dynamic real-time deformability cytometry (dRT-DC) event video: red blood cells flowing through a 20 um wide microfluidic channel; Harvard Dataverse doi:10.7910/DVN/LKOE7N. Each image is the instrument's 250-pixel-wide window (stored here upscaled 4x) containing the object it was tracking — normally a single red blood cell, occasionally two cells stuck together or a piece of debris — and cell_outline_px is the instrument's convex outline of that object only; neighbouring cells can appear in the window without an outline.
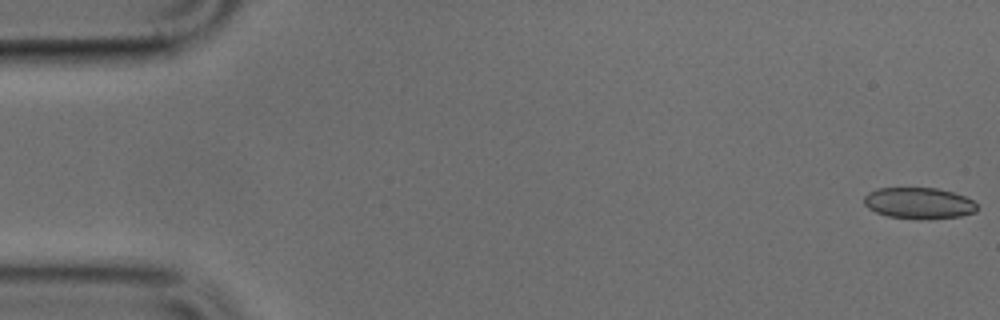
{"species": "common noctule bat (a hibernating species)", "species_latin": "Nyctalus noctula", "temperature_condition": "cold", "stored_images_in_passage": 50, "camera_frame_rate_fps": 3000, "um_per_image_px": 0.085, "animal": {"sex": "male", "body_mass_g": 17.9, "forearm_length_mm": 54.2}, "frame": {"image": 1, "passage_image": 1, "time_ms": 0.0, "image_size_px": [1000, 320], "cell_outline_px": [[976, 212], [960, 216], [888, 216], [876, 212], [868, 208], [864, 204], [864, 196], [868, 192], [876, 188], [936, 188], [952, 192], [964, 196], [972, 200], [976, 204]], "centroid_in_image_um": [78.06, 17.21], "position_along_channel_um": 6.9, "area_um2": 19.59}}
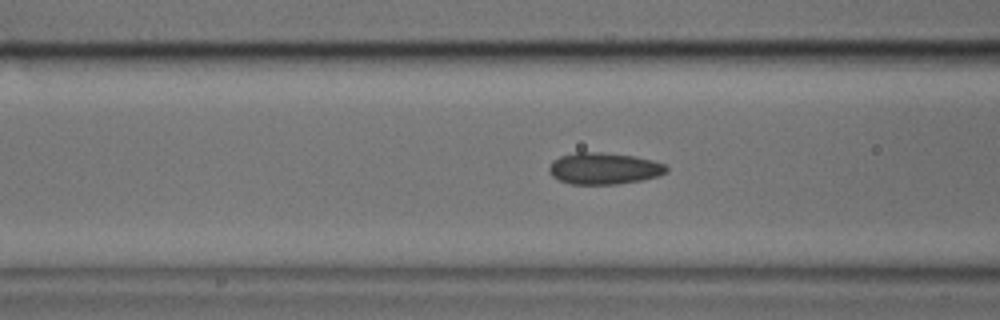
{"frame": {"image": 2, "passage_image": 19, "time_ms": 6.0, "image_size_px": [1000, 320], "cell_outline_px": [[668, 172], [656, 176], [640, 180], [616, 184], [572, 184], [560, 180], [552, 176], [548, 172], [548, 168], [552, 160], [560, 156], [576, 152], [600, 152], [636, 156], [652, 160], [664, 164], [668, 168]], "centroid_in_image_um": [51.31, 14.31], "position_along_channel_um": 115.3, "area_um2": 21.62}}
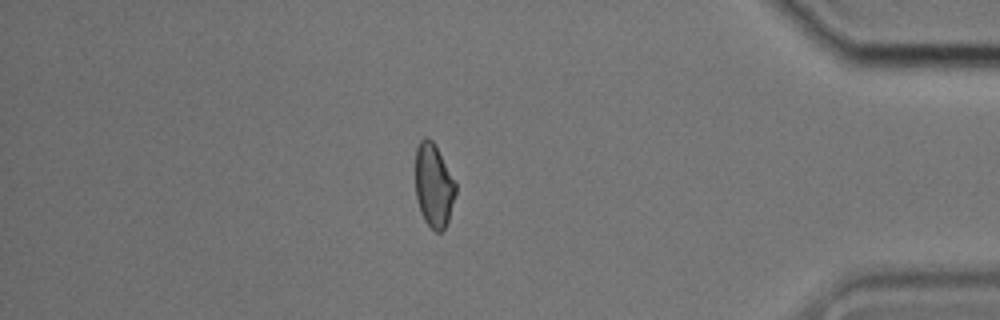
{"frame": {"image": 3, "passage_image": 43, "time_ms": 14.0, "image_size_px": [1000, 320], "cell_outline_px": [[456, 192], [448, 220], [444, 228], [440, 232], [436, 232], [424, 220], [416, 196], [416, 148], [420, 140], [424, 136], [428, 136], [436, 144], [456, 184]], "centroid_in_image_um": [36.86, 15.71], "position_along_channel_um": 398.3, "area_um2": 19.48}}